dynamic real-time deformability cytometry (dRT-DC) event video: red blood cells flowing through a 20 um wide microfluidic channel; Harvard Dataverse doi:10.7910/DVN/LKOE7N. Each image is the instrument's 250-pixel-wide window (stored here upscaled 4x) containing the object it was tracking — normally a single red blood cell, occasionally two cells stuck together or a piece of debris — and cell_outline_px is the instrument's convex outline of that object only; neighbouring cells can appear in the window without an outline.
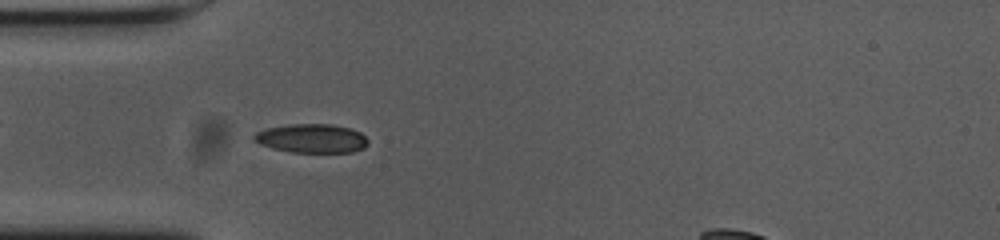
{"species": "common noctule bat (a hibernating species)", "species_latin": "Nyctalus noctula", "temperature_condition": "cold", "stored_images_in_passage": 51, "camera_frame_rate_fps": 3000, "um_per_image_px": 0.085, "animal": {"sex": "female", "body_mass_g": 23.0, "forearm_length_mm": 53.4}, "frame": {"image": 1, "passage_image": 16, "time_ms": 5.0, "image_size_px": [1000, 240], "cell_outline_px": [[368, 144], [364, 148], [352, 152], [292, 152], [272, 148], [260, 144], [252, 140], [252, 136], [256, 132], [268, 128], [288, 124], [332, 124], [352, 128], [360, 132], [368, 140]], "centroid_in_image_um": [26.49, 11.76], "position_along_channel_um": 58.5, "area_um2": 19.31}}
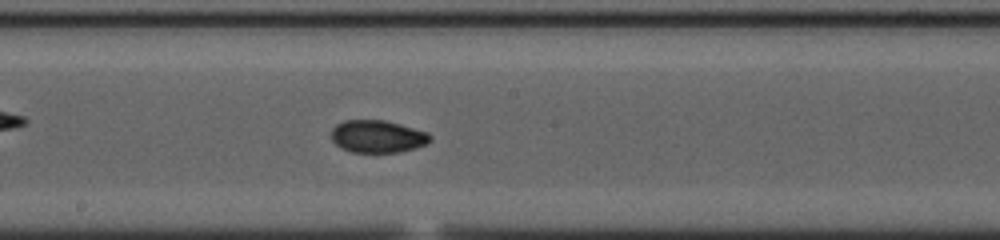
{"frame": {"image": 2, "passage_image": 29, "time_ms": 9.333, "image_size_px": [1000, 240], "cell_outline_px": [[432, 140], [428, 144], [416, 148], [400, 152], [352, 152], [340, 148], [332, 140], [332, 128], [336, 124], [344, 120], [384, 120], [400, 124], [428, 132], [432, 136]], "centroid_in_image_um": [32.12, 11.6], "position_along_channel_um": 216.1, "area_um2": 18.9}}
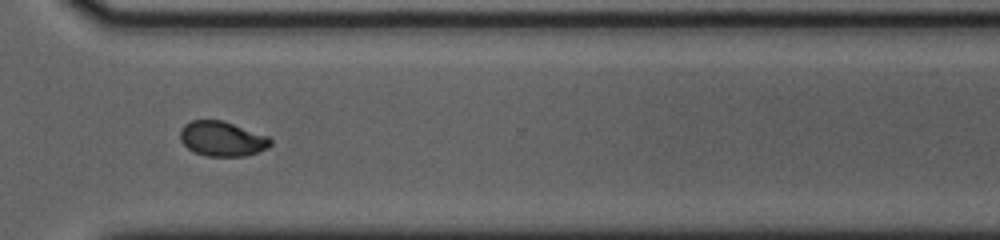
{"frame": {"image": 3, "passage_image": 40, "time_ms": 13.0, "image_size_px": [1000, 240], "cell_outline_px": [[272, 144], [268, 148], [244, 156], [204, 156], [188, 148], [180, 140], [180, 128], [184, 124], [192, 120], [224, 120], [268, 136], [272, 140]], "centroid_in_image_um": [18.88, 11.78], "position_along_channel_um": 351.7, "area_um2": 18.44}, "authors_computed_cell_mechanics": {"area_um2": 18.2648, "velocity_mm_per_s": 3.6937, "shape_relaxation_time_tau1_ms": 5.3221, "shape_relaxation_time_tau2_ms": 1.9649, "deformation_change_tau1": 0.1466, "deformation_change_tau2": 0.0327}}